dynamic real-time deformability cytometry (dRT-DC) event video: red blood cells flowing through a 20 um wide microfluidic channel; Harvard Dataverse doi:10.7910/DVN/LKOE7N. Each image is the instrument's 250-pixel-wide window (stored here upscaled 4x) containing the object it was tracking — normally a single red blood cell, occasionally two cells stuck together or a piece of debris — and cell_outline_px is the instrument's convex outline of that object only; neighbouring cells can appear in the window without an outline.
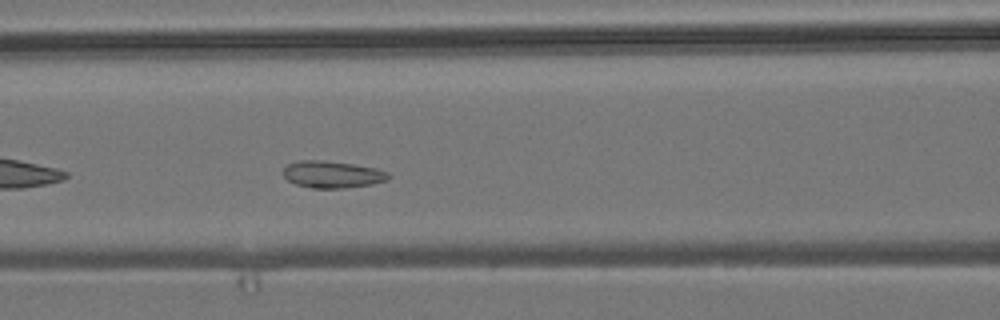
{"species": "common noctule bat (a hibernating species)", "species_latin": "Nyctalus noctula", "temperature_condition": "room temperature", "stored_images_in_passage": 39, "camera_frame_rate_fps": 3000, "um_per_image_px": 0.085, "animal": {"sex": "male", "body_mass_g": 19.2, "forearm_length_mm": 51.8}, "frame": {"image": 1, "passage_image": 8, "time_ms": 2.333, "image_size_px": [1000, 320], "cell_outline_px": [[392, 176], [388, 180], [372, 184], [344, 188], [312, 188], [296, 184], [288, 180], [284, 176], [284, 168], [288, 164], [300, 160], [320, 160], [352, 164], [376, 168], [388, 172]], "centroid_in_image_um": [28.28, 14.83], "position_along_channel_um": 138.3, "area_um2": 16.47}}
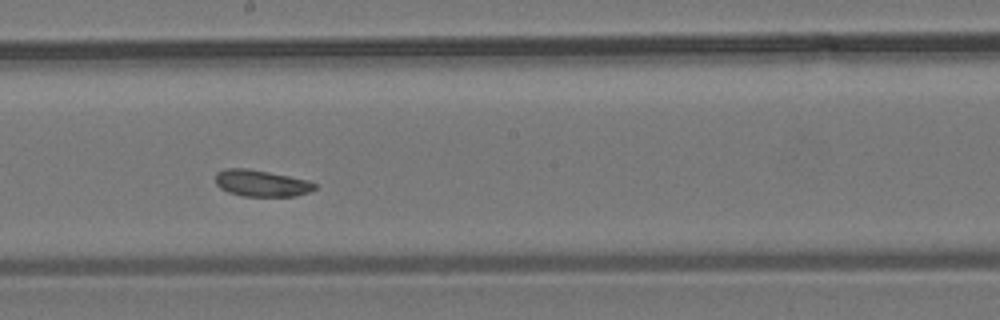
{"frame": {"image": 2, "passage_image": 15, "time_ms": 4.667, "image_size_px": [1000, 320], "cell_outline_px": [[316, 188], [308, 192], [296, 196], [244, 196], [228, 192], [220, 188], [216, 184], [216, 172], [224, 168], [248, 168], [308, 180], [316, 184]], "centroid_in_image_um": [22.19, 15.57], "position_along_channel_um": 226.0, "area_um2": 15.32}}
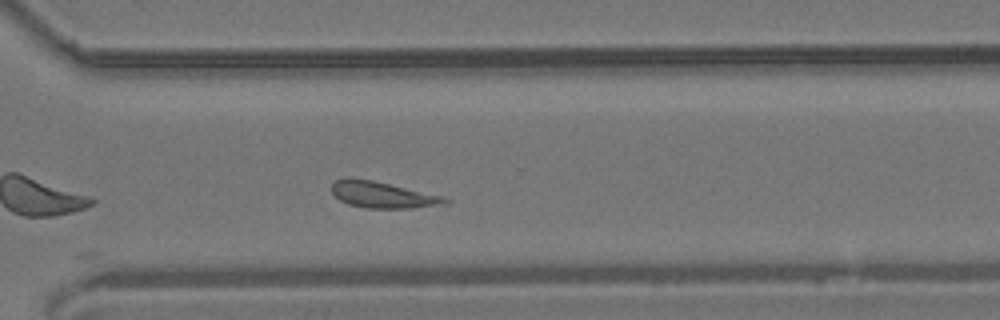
{"frame": {"image": 3, "passage_image": 24, "time_ms": 7.667, "image_size_px": [1000, 320], "cell_outline_px": [[448, 204], [412, 208], [364, 208], [348, 204], [340, 200], [332, 192], [332, 184], [336, 180], [344, 176], [352, 176], [372, 180], [440, 196], [448, 200]], "centroid_in_image_um": [32.43, 16.55], "position_along_channel_um": 338.2, "area_um2": 17.28}}